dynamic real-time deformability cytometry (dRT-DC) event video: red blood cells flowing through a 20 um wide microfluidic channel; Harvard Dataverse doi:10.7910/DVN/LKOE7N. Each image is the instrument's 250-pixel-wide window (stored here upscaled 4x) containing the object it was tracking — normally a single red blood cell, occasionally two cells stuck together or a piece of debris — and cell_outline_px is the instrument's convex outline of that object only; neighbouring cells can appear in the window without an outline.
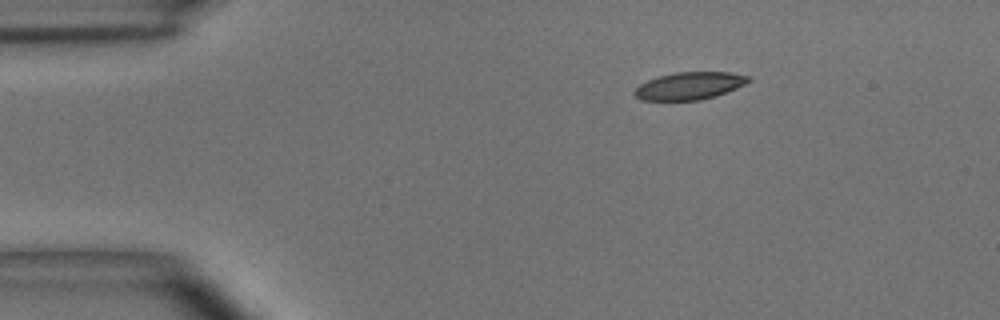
{"species": "common noctule bat (a hibernating species)", "species_latin": "Nyctalus noctula", "temperature_condition": "room temperature", "stored_images_in_passage": 2, "camera_frame_rate_fps": 3000, "um_per_image_px": 0.085, "animal": {"sex": "male", "body_mass_g": 15.6}, "frame": {"image": 1, "passage_image": 2, "time_ms": 0.333, "image_size_px": [1000, 320], "cell_outline_px": [[752, 80], [736, 88], [716, 96], [700, 100], [640, 100], [632, 92], [640, 84], [648, 80], [660, 76], [676, 72], [728, 72], [752, 76]], "centroid_in_image_um": [58.63, 7.29], "position_along_channel_um": 26.4, "area_um2": 18.21}}